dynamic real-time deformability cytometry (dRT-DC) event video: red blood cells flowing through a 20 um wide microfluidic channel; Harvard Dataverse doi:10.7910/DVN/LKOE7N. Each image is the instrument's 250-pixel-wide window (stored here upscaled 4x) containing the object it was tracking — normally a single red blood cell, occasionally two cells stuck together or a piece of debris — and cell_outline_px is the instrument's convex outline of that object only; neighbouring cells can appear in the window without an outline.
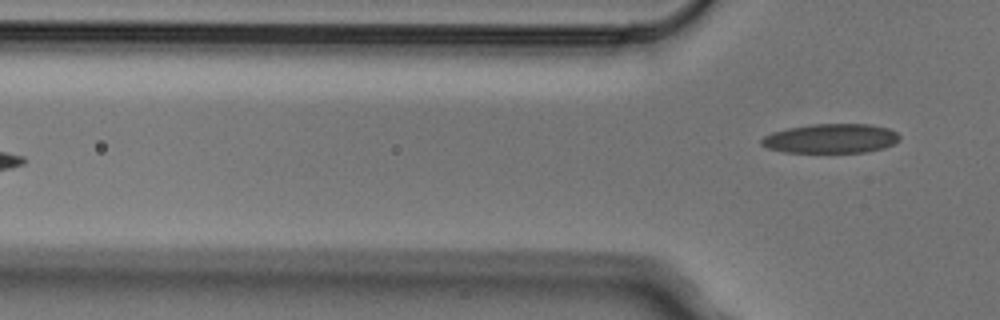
{"species": "Egyptian fruit bat (a non-hibernating species)", "species_latin": "Rousettus aegyptiacus", "temperature_condition": "cold", "stored_images_in_passage": 4, "camera_frame_rate_fps": 3000, "um_per_image_px": 0.085, "animal": {"sex": "male"}, "frame": {"image": 1, "passage_image": 4, "time_ms": 1.0, "image_size_px": [1000, 320], "cell_outline_px": [[900, 140], [884, 148], [864, 152], [784, 152], [768, 148], [760, 144], [760, 140], [764, 136], [772, 132], [788, 128], [812, 124], [868, 124], [888, 128], [896, 132], [900, 136]], "centroid_in_image_um": [70.62, 11.77], "position_along_channel_um": 55.2, "area_um2": 23.58}}